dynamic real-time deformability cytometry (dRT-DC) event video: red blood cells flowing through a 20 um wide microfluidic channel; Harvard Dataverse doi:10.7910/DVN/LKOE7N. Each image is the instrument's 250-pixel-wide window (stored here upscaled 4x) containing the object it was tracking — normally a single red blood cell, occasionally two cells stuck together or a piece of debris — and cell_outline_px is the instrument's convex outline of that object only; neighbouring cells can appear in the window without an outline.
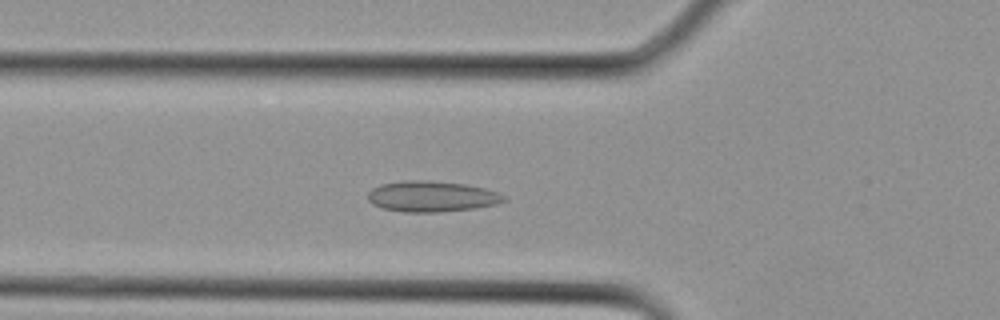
{"species": "Egyptian fruit bat (a non-hibernating species)", "species_latin": "Rousettus aegyptiacus", "temperature_condition": "cold", "stored_images_in_passage": 14, "camera_frame_rate_fps": 3000, "um_per_image_px": 0.085, "animal": {"sex": "female"}, "frame": {"image": 1, "passage_image": 8, "time_ms": 2.333, "image_size_px": [1000, 320], "cell_outline_px": [[508, 200], [496, 204], [476, 208], [440, 212], [404, 212], [380, 208], [372, 204], [368, 200], [368, 192], [372, 188], [380, 184], [404, 180], [428, 180], [464, 184], [484, 188], [508, 196]], "centroid_in_image_um": [36.69, 16.7], "position_along_channel_um": 89.1, "area_um2": 24.68}}
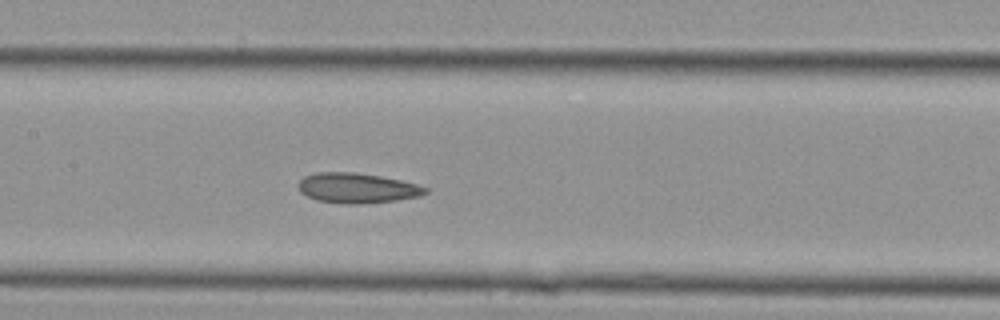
{"frame": {"image": 2, "passage_image": 12, "time_ms": 3.667, "image_size_px": [1000, 320], "cell_outline_px": [[428, 192], [420, 196], [396, 200], [364, 204], [348, 204], [316, 200], [300, 192], [300, 180], [304, 176], [316, 172], [356, 172], [380, 176], [400, 180], [416, 184], [428, 188]], "centroid_in_image_um": [30.37, 15.98], "position_along_channel_um": 177.0, "area_um2": 22.2}}
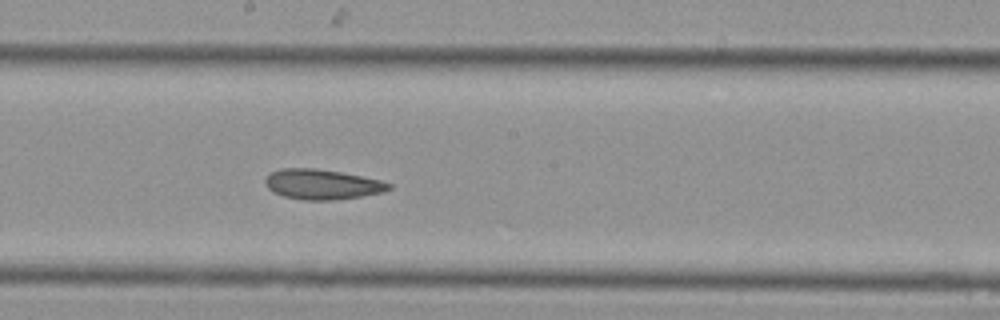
{"frame": {"image": 3, "passage_image": 14, "time_ms": 4.333, "image_size_px": [1000, 320], "cell_outline_px": [[392, 188], [384, 192], [360, 196], [332, 200], [304, 200], [284, 196], [272, 192], [264, 184], [264, 180], [272, 172], [280, 168], [316, 168], [340, 172], [380, 180], [392, 184]], "centroid_in_image_um": [27.36, 15.67], "position_along_channel_um": 220.8, "area_um2": 21.62}}